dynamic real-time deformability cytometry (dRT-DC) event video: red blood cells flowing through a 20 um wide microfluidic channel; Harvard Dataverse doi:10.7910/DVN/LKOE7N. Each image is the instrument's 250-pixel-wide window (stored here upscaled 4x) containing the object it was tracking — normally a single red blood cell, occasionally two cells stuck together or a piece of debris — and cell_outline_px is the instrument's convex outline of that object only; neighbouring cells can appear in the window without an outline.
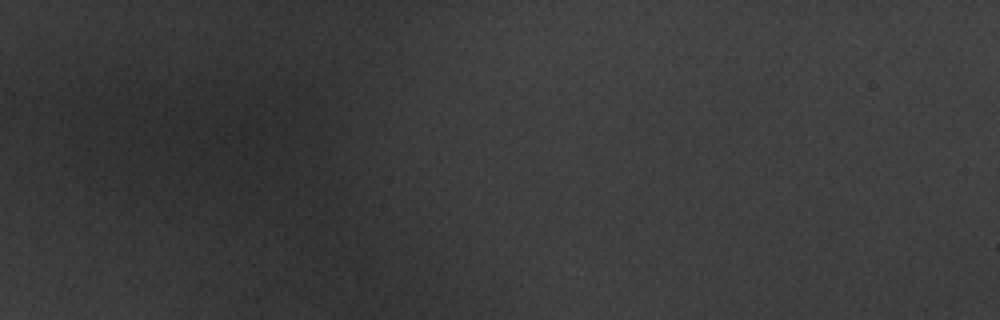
{"species": "common noctule bat (a hibernating species)", "species_latin": "Nyctalus noctula", "temperature_condition": "warm", "stored_images_in_passage": 2, "camera_frame_rate_fps": 3000, "um_per_image_px": 0.085, "animal": {"sex": "male", "body_mass_g": 20.1, "forearm_length_mm": 53.5}, "frame": {"image": 1, "passage_image": 1, "time_ms": 0.0, "image_size_px": [1000, 320], "cell_outline_px": [[300, 148], [296, 156], [292, 160], [276, 172], [240, 164], [224, 152], [224, 132], [232, 120], [244, 116], [288, 108], [292, 112], [300, 124]], "centroid_in_image_um": [22.43, 11.86], "position_along_channel_um": 62.6, "area_um2": 26.99}}